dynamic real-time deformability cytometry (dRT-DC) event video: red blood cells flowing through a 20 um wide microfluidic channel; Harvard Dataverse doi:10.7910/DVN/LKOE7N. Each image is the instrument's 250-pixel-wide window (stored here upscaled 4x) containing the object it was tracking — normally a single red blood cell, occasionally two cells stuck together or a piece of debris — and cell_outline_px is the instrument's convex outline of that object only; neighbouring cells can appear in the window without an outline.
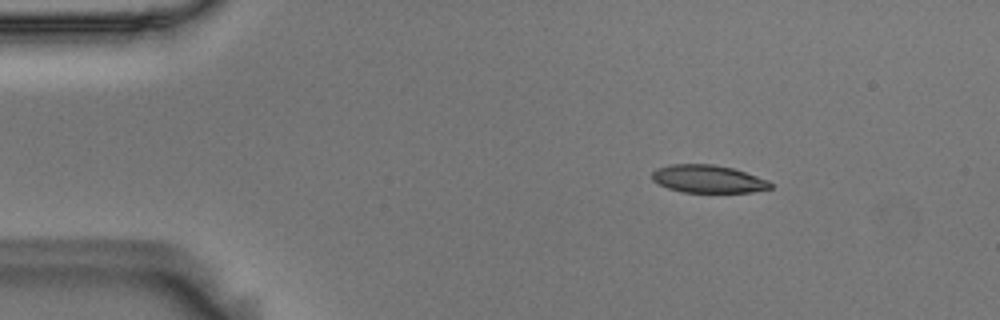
{"species": "Egyptian fruit bat (a non-hibernating species)", "species_latin": "Rousettus aegyptiacus", "temperature_condition": "room temperature", "stored_images_in_passage": 3, "camera_frame_rate_fps": 3000, "um_per_image_px": 0.085, "animal": {"sex": "male"}, "frame": {"image": 1, "passage_image": 1, "time_ms": 0.0, "image_size_px": [1000, 320], "cell_outline_px": [[772, 188], [752, 192], [684, 192], [668, 188], [652, 180], [652, 172], [656, 168], [672, 164], [712, 164], [732, 168], [768, 180], [772, 184]], "centroid_in_image_um": [60.17, 15.21], "position_along_channel_um": 24.8, "area_um2": 19.02}}